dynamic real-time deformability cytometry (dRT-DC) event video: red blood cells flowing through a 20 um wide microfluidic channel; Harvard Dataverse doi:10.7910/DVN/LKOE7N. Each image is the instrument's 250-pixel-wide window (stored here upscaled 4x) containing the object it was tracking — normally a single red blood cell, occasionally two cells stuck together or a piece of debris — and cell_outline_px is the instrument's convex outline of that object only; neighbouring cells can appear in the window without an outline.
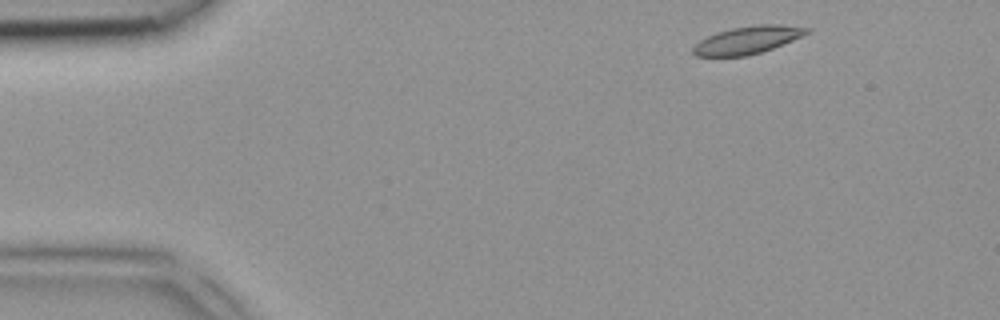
{"species": "common noctule bat (a hibernating species)", "species_latin": "Nyctalus noctula", "temperature_condition": "room temperature", "stored_images_in_passage": 3, "camera_frame_rate_fps": 3000, "um_per_image_px": 0.085, "animal": {"sex": "female", "body_mass_g": 18.4}, "frame": {"image": 1, "passage_image": 1, "time_ms": 0.0, "image_size_px": [1000, 320], "cell_outline_px": [[812, 28], [808, 32], [792, 40], [772, 48], [748, 56], [696, 56], [692, 52], [692, 48], [700, 40], [716, 32], [732, 28], [760, 24], [780, 24]], "centroid_in_image_um": [63.52, 3.4], "position_along_channel_um": 21.5, "area_um2": 18.09}}
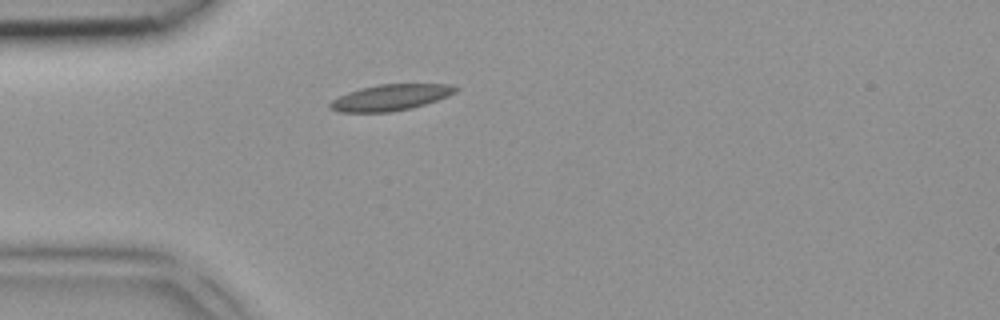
{"frame": {"image": 2, "passage_image": 3, "time_ms": 0.667, "image_size_px": [1000, 320], "cell_outline_px": [[460, 88], [456, 92], [436, 100], [412, 108], [392, 112], [336, 112], [328, 108], [328, 104], [332, 100], [348, 92], [360, 88], [380, 84], [444, 84]], "centroid_in_image_um": [33.14, 8.29], "position_along_channel_um": 51.9, "area_um2": 19.02}}